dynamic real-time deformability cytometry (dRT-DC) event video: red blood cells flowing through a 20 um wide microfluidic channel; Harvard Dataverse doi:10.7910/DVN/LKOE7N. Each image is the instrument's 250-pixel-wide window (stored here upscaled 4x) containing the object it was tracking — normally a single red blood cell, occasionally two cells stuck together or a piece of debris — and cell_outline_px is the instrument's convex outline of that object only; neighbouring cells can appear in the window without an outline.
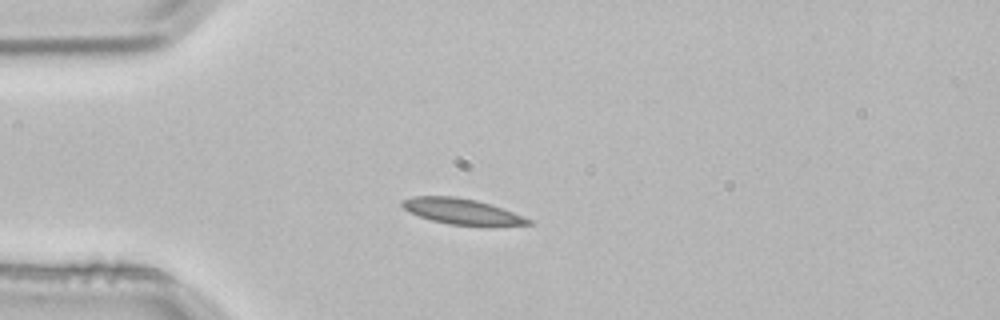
{"species": "common noctule bat (a hibernating species)", "species_latin": "Nyctalus noctula", "temperature_condition": "room temperature", "stored_images_in_passage": 41, "camera_frame_rate_fps": 3000, "um_per_image_px": 0.085, "animal": {"sex": "male", "body_mass_g": 21.5, "forearm_length_mm": 52.0}, "frame": {"image": 1, "passage_image": 1, "time_ms": 0.0, "image_size_px": [1000, 320], "cell_outline_px": [[536, 224], [492, 228], [484, 228], [448, 224], [432, 220], [408, 212], [400, 204], [400, 200], [412, 196], [456, 196], [476, 200], [492, 204], [532, 220]], "centroid_in_image_um": [39.34, 18.02], "position_along_channel_um": 45.7, "area_um2": 19.83}}
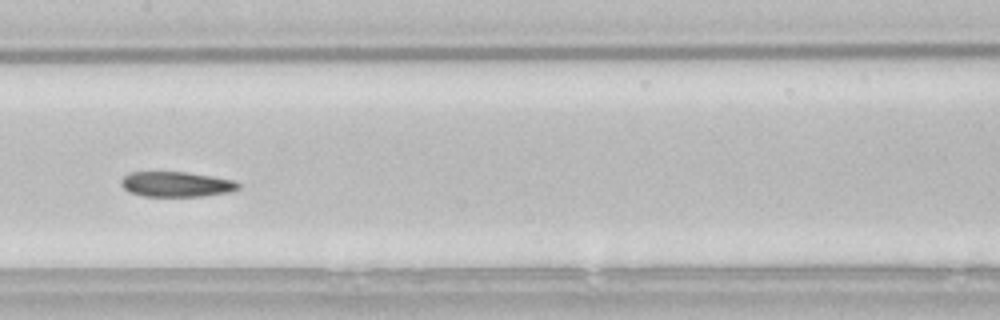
{"frame": {"image": 2, "passage_image": 14, "time_ms": 4.333, "image_size_px": [1000, 320], "cell_outline_px": [[240, 188], [228, 192], [204, 196], [144, 196], [128, 192], [120, 184], [120, 180], [128, 172], [188, 172], [236, 180], [240, 184]], "centroid_in_image_um": [14.98, 15.65], "position_along_channel_um": 192.4, "area_um2": 17.34}}
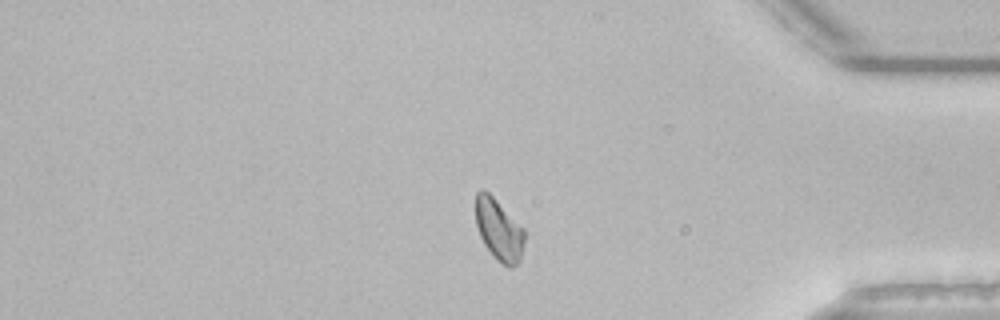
{"frame": {"image": 3, "passage_image": 32, "time_ms": 10.333, "image_size_px": [1000, 320], "cell_outline_px": [[524, 240], [520, 260], [512, 268], [508, 268], [496, 260], [492, 256], [484, 244], [480, 236], [476, 224], [476, 192], [480, 188], [484, 188], [524, 228]], "centroid_in_image_um": [42.39, 19.54], "position_along_channel_um": 392.8, "area_um2": 17.57}}